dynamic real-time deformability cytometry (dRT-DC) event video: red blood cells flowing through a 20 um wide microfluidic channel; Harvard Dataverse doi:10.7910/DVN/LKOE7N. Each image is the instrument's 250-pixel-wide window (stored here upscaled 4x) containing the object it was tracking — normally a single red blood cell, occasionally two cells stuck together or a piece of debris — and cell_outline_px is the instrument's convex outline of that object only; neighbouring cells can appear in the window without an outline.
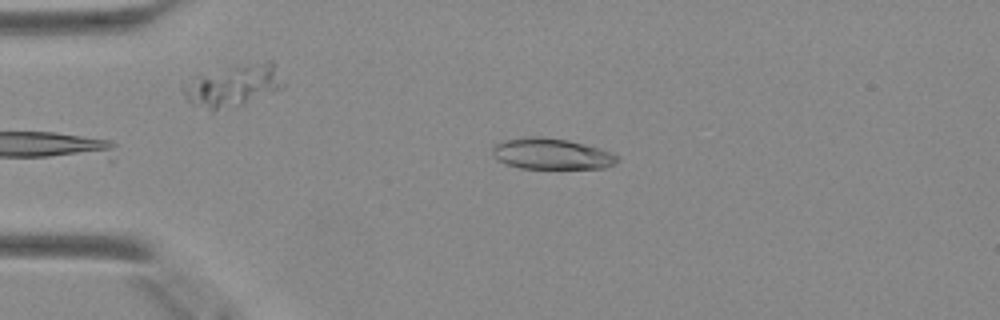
{"species": "Egyptian fruit bat (a non-hibernating species)", "species_latin": "Rousettus aegyptiacus", "temperature_condition": "warm", "stored_images_in_passage": 34, "camera_frame_rate_fps": 3000, "um_per_image_px": 0.085, "animal": {"sex": "female"}, "frame": {"image": 1, "passage_image": 2, "time_ms": 0.333, "image_size_px": [1000, 320], "cell_outline_px": [[620, 160], [616, 164], [604, 168], [520, 168], [508, 164], [500, 160], [492, 152], [492, 148], [496, 144], [504, 140], [524, 136], [540, 136], [568, 140], [600, 148], [612, 152], [620, 156]], "centroid_in_image_um": [46.95, 13.07], "position_along_channel_um": 38.1, "area_um2": 22.6}}
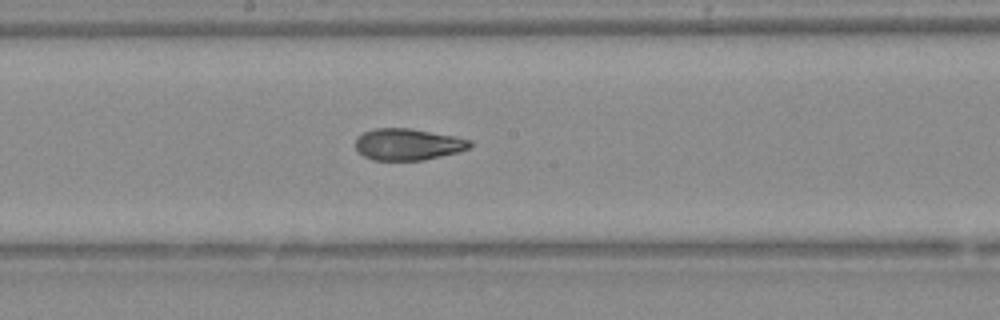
{"frame": {"image": 2, "passage_image": 17, "time_ms": 5.333, "image_size_px": [1000, 320], "cell_outline_px": [[472, 144], [468, 148], [460, 152], [424, 160], [372, 160], [364, 156], [356, 148], [356, 136], [364, 132], [376, 128], [408, 128], [456, 136], [472, 140]], "centroid_in_image_um": [34.69, 12.27], "position_along_channel_um": 213.5, "area_um2": 21.15}}
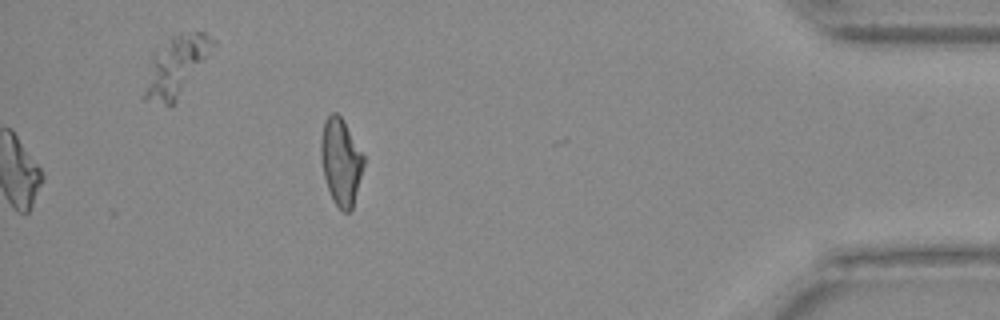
{"frame": {"image": 3, "passage_image": 34, "time_ms": 11.0, "image_size_px": [1000, 320], "cell_outline_px": [[364, 164], [352, 208], [348, 212], [344, 212], [332, 200], [324, 176], [320, 156], [320, 140], [324, 120], [332, 112], [336, 112], [344, 120], [364, 156]], "centroid_in_image_um": [28.95, 13.71], "position_along_channel_um": 406.2, "area_um2": 21.5}}